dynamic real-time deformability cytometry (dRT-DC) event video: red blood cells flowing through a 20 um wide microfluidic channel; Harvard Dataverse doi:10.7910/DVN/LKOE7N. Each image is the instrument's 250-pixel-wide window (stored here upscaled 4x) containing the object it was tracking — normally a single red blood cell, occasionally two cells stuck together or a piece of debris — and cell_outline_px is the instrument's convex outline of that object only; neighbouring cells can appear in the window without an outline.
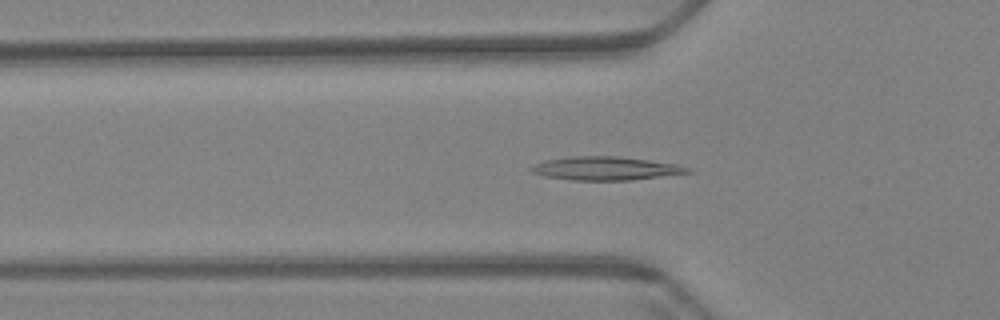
{"species": "Egyptian fruit bat (a non-hibernating species)", "species_latin": "Rousettus aegyptiacus", "temperature_condition": "warm", "stored_images_in_passage": 60, "camera_frame_rate_fps": 3000, "um_per_image_px": 0.085, "animal": {"sex": "female"}, "frame": {"image": 1, "passage_image": 20, "time_ms": 6.333, "image_size_px": [1000, 320], "cell_outline_px": [[692, 172], [632, 180], [572, 180], [544, 176], [532, 172], [528, 168], [532, 164], [544, 160], [572, 156], [616, 156], [648, 160], [676, 164], [692, 168]], "centroid_in_image_um": [51.44, 14.31], "position_along_channel_um": 74.4, "area_um2": 21.44}}
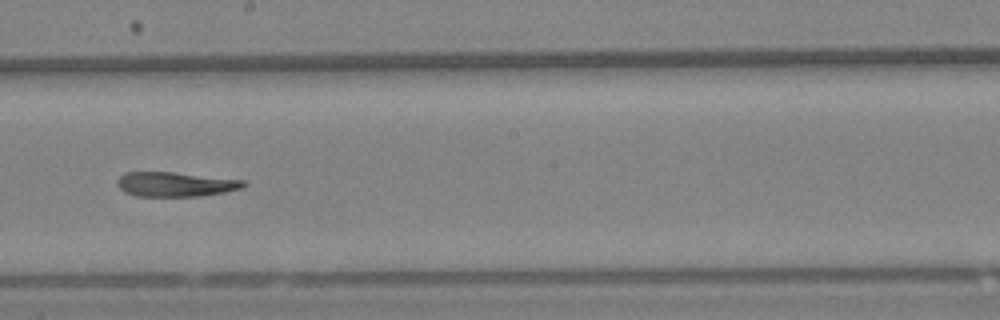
{"frame": {"image": 2, "passage_image": 34, "time_ms": 11.0, "image_size_px": [1000, 320], "cell_outline_px": [[248, 184], [244, 188], [224, 192], [200, 196], [136, 196], [124, 192], [116, 184], [116, 180], [120, 176], [128, 172], [172, 172], [244, 180]], "centroid_in_image_um": [14.92, 15.67], "position_along_channel_um": 233.3, "area_um2": 18.09}}
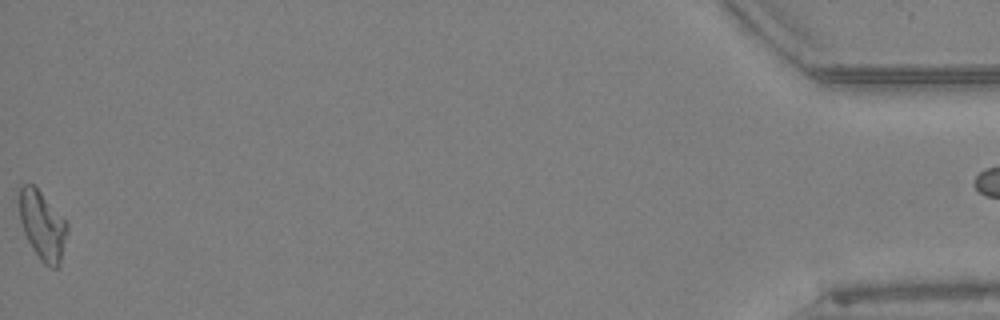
{"frame": {"image": 3, "passage_image": 60, "time_ms": 19.667, "image_size_px": [1000, 320], "cell_outline_px": [[68, 232], [60, 264], [56, 268], [48, 268], [40, 260], [32, 248], [24, 232], [20, 220], [16, 200], [20, 184], [32, 184], [40, 192], [68, 224]], "centroid_in_image_um": [3.57, 19.16], "position_along_channel_um": 431.6, "area_um2": 19.48}}